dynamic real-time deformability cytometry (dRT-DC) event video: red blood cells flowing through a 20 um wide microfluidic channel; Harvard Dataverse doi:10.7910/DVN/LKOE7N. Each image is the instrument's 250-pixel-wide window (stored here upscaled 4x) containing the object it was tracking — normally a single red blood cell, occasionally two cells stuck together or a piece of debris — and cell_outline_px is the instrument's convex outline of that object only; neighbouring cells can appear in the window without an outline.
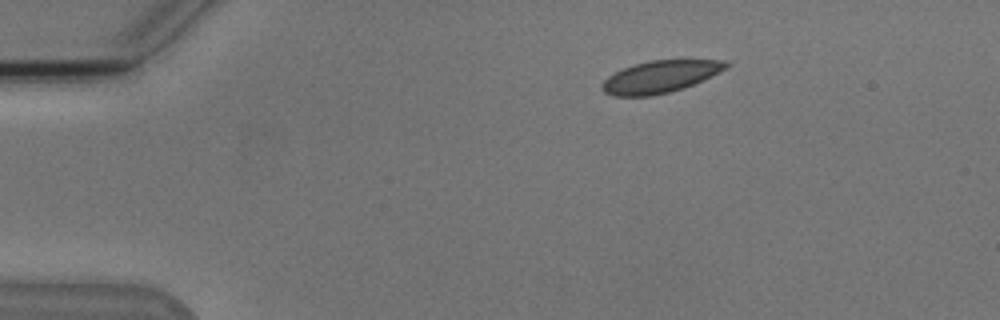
{"species": "Egyptian fruit bat (a non-hibernating species)", "species_latin": "Rousettus aegyptiacus", "temperature_condition": "cold", "stored_images_in_passage": 46, "camera_frame_rate_fps": 3000, "um_per_image_px": 0.085, "animal": {"sex": "male"}, "frame": {"image": 1, "passage_image": 1, "time_ms": 0.0, "image_size_px": [1000, 320], "cell_outline_px": [[732, 64], [692, 84], [668, 92], [648, 96], [616, 96], [604, 92], [600, 88], [600, 84], [608, 76], [632, 64], [648, 60], [720, 60]], "centroid_in_image_um": [56.01, 6.51], "position_along_channel_um": 29.0, "area_um2": 22.66}}
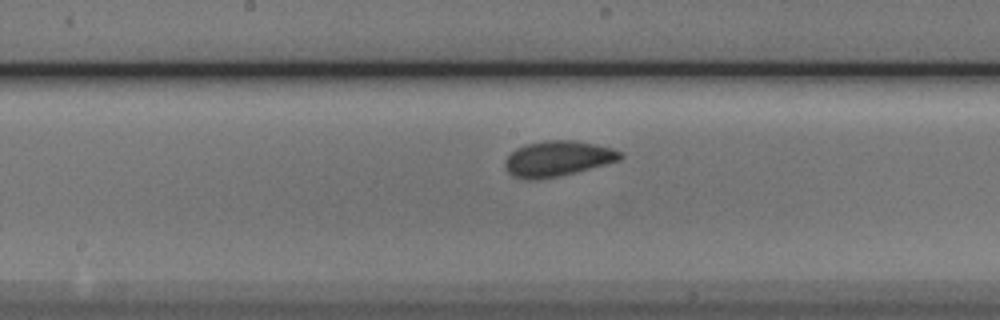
{"frame": {"image": 2, "passage_image": 20, "time_ms": 6.333, "image_size_px": [1000, 320], "cell_outline_px": [[624, 156], [620, 160], [576, 172], [536, 180], [524, 180], [512, 176], [508, 172], [504, 164], [504, 160], [516, 148], [524, 144], [544, 140], [576, 140], [612, 148], [620, 152]], "centroid_in_image_um": [47.36, 13.48], "position_along_channel_um": 200.8, "area_um2": 23.87}}
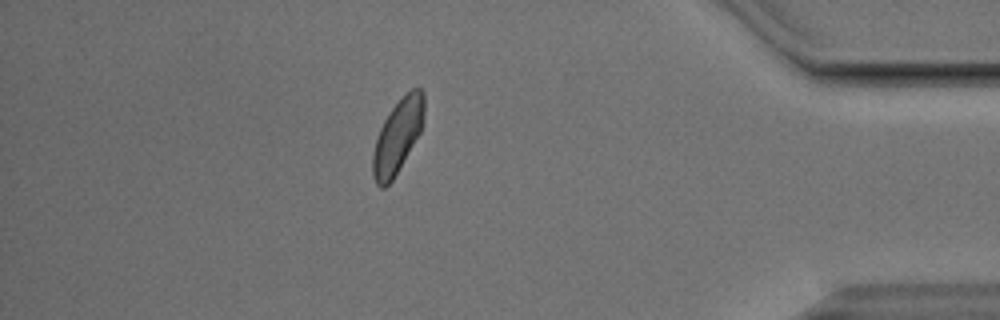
{"frame": {"image": 3, "passage_image": 39, "time_ms": 12.667, "image_size_px": [1000, 320], "cell_outline_px": [[424, 116], [420, 132], [392, 180], [384, 188], [380, 188], [376, 184], [372, 176], [372, 156], [376, 140], [380, 128], [384, 120], [392, 108], [404, 92], [412, 88], [420, 88], [424, 92]], "centroid_in_image_um": [33.79, 11.55], "position_along_channel_um": 401.4, "area_um2": 21.91}, "authors_computed_cell_mechanics": {"area_um2": 22.6287, "velocity_mm_per_s": 3.768, "shape_relaxation_time_tau1_ms": 2.5472, "shape_relaxation_time_tau2_ms": 0.7085, "deformation_change_tau1": 0.0675, "deformation_change_tau2": 0.059}}